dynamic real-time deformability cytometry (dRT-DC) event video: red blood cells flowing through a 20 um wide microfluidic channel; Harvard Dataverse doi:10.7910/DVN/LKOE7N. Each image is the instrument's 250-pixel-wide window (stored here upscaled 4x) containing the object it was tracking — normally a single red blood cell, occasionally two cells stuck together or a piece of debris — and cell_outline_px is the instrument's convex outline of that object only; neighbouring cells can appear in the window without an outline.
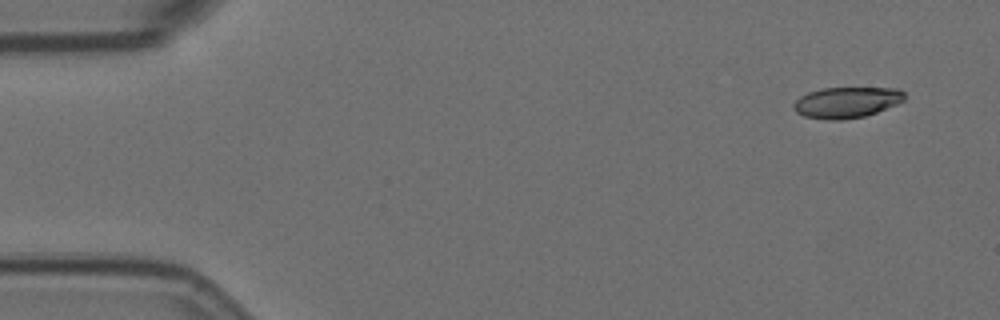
{"species": "Egyptian fruit bat (a non-hibernating species)", "species_latin": "Rousettus aegyptiacus", "temperature_condition": "room temperature", "stored_images_in_passage": 7, "camera_frame_rate_fps": 3000, "um_per_image_px": 0.085, "animal": {"sex": "female"}, "frame": {"image": 1, "passage_image": 1, "time_ms": 0.0, "image_size_px": [1000, 320], "cell_outline_px": [[904, 100], [896, 104], [876, 112], [864, 116], [840, 120], [828, 120], [804, 116], [796, 112], [792, 108], [792, 104], [800, 96], [808, 92], [820, 88], [900, 88], [904, 92]], "centroid_in_image_um": [71.92, 8.7], "position_along_channel_um": 13.1, "area_um2": 20.0}}
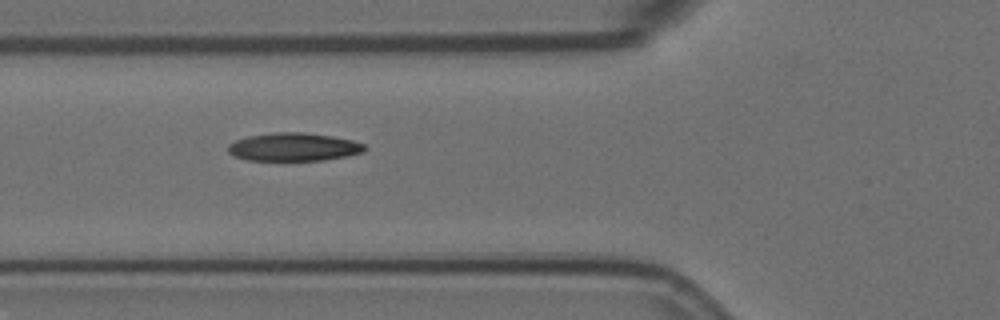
{"frame": {"image": 2, "passage_image": 6, "time_ms": 1.667, "image_size_px": [1000, 320], "cell_outline_px": [[368, 148], [364, 152], [348, 156], [324, 160], [248, 160], [232, 156], [228, 152], [228, 144], [236, 140], [248, 136], [276, 132], [304, 132], [332, 136], [352, 140], [364, 144]], "centroid_in_image_um": [24.98, 12.49], "position_along_channel_um": 100.8, "area_um2": 22.54}}
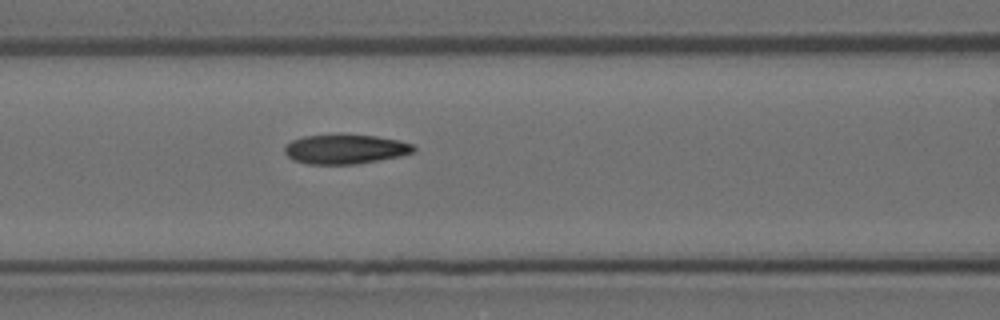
{"frame": {"image": 3, "passage_image": 7, "time_ms": 2.0, "image_size_px": [1000, 320], "cell_outline_px": [[416, 148], [412, 152], [400, 156], [356, 164], [308, 164], [292, 160], [284, 152], [284, 148], [292, 140], [304, 136], [340, 132], [376, 136], [400, 140], [412, 144]], "centroid_in_image_um": [29.33, 12.64], "position_along_channel_um": 137.3, "area_um2": 22.72}}